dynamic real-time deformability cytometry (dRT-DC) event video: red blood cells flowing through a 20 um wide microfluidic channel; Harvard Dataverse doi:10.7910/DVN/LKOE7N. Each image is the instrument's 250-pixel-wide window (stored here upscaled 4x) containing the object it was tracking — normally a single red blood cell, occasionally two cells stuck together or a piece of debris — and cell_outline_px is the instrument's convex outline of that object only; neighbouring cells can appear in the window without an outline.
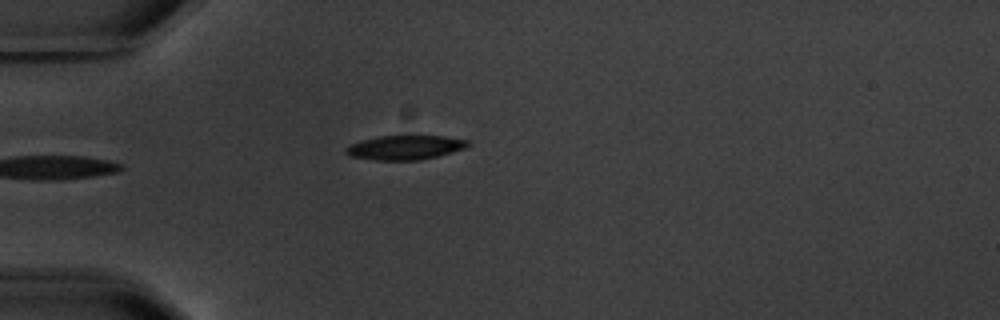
{"species": "common noctule bat (a hibernating species)", "species_latin": "Nyctalus noctula", "temperature_condition": "warm", "stored_images_in_passage": 6, "camera_frame_rate_fps": 3000, "um_per_image_px": 0.085, "animal": {"sex": "male", "body_mass_g": 20.1, "forearm_length_mm": 53.5}, "frame": {"image": 1, "passage_image": 4, "time_ms": 3.667, "image_size_px": [1000, 320], "cell_outline_px": [[472, 144], [464, 148], [452, 152], [420, 160], [372, 160], [348, 156], [344, 152], [344, 148], [360, 140], [380, 136], [444, 136], [468, 140]], "centroid_in_image_um": [34.39, 12.54], "position_along_channel_um": 50.6, "area_um2": 17.34}}
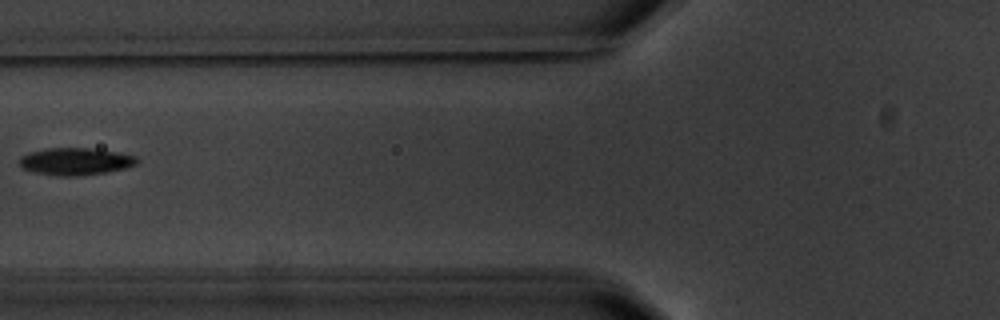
{"frame": {"image": 2, "passage_image": 6, "time_ms": 6.0, "image_size_px": [1000, 320], "cell_outline_px": [[136, 164], [124, 168], [104, 172], [76, 176], [60, 176], [36, 172], [24, 168], [20, 164], [20, 156], [28, 152], [48, 148], [88, 148], [116, 152], [136, 156]], "centroid_in_image_um": [6.38, 13.71], "position_along_channel_um": 119.4, "area_um2": 18.26}}